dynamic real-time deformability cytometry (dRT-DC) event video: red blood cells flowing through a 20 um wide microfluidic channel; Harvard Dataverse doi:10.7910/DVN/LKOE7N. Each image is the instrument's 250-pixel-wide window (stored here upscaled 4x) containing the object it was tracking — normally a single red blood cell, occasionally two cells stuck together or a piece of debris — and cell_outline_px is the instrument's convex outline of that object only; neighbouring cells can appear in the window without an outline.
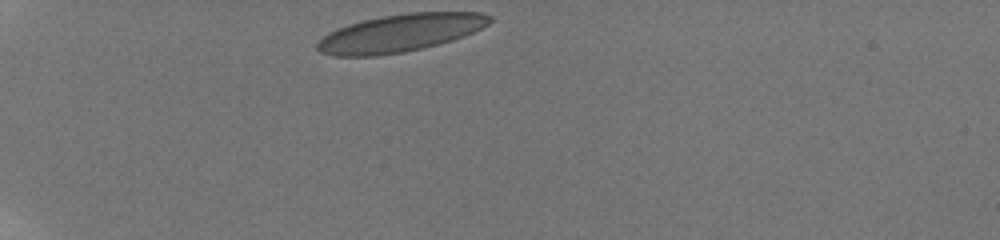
{"species": "human", "species_latin": "Homo sapiens", "temperature_condition": "room temperature", "stored_images_in_passage": 10, "camera_frame_rate_fps": 3000, "um_per_image_px": 0.085, "donor": {"sex": "male"}, "frame": {"image": 1, "passage_image": 1, "time_ms": 0.0, "image_size_px": [1000, 240], "cell_outline_px": [[492, 20], [488, 24], [464, 36], [452, 40], [404, 52], [376, 56], [332, 56], [320, 52], [316, 48], [316, 44], [328, 32], [348, 24], [380, 16], [408, 12], [480, 12], [492, 16]], "centroid_in_image_um": [33.99, 2.8], "position_along_channel_um": 51.0, "area_um2": 37.69}}
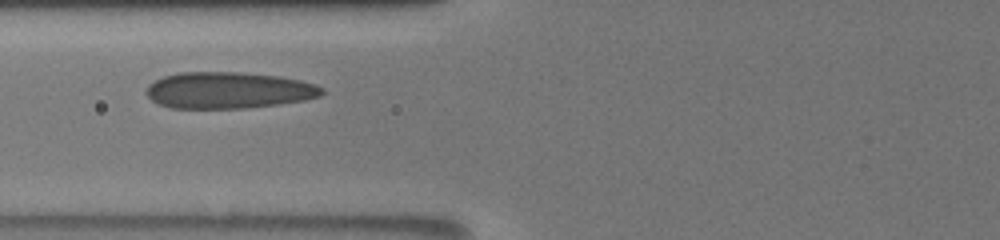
{"frame": {"image": 2, "passage_image": 5, "time_ms": 2.667, "image_size_px": [1000, 240], "cell_outline_px": [[324, 92], [320, 96], [304, 100], [280, 104], [244, 108], [168, 108], [152, 100], [144, 92], [148, 84], [164, 76], [180, 72], [240, 72], [280, 76], [300, 80], [316, 84], [324, 88]], "centroid_in_image_um": [19.42, 7.67], "position_along_channel_um": 106.4, "area_um2": 37.51}}
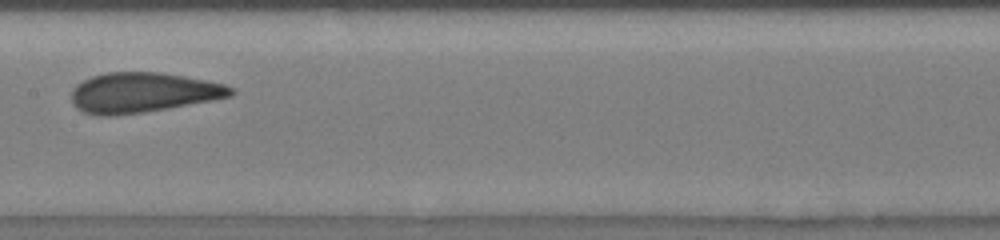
{"frame": {"image": 3, "passage_image": 9, "time_ms": 5.0, "image_size_px": [1000, 240], "cell_outline_px": [[236, 92], [232, 96], [212, 100], [168, 108], [144, 112], [112, 116], [100, 116], [84, 112], [76, 108], [72, 104], [72, 88], [76, 84], [92, 76], [108, 72], [160, 72], [184, 76], [224, 84], [236, 88]], "centroid_in_image_um": [12.14, 7.87], "position_along_channel_um": 195.3, "area_um2": 37.28}}